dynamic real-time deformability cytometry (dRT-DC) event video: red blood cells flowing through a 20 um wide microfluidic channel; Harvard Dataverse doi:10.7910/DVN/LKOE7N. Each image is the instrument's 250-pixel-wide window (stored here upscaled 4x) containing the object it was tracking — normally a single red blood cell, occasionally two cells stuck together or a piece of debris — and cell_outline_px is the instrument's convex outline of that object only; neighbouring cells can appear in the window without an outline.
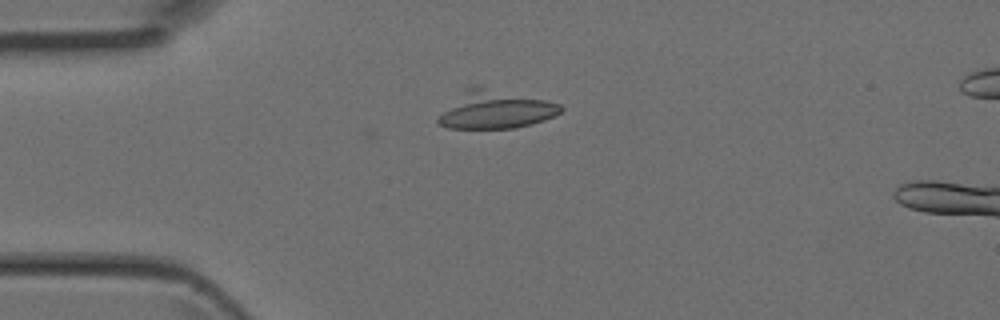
{"species": "Egyptian fruit bat (a non-hibernating species)", "species_latin": "Rousettus aegyptiacus", "temperature_condition": "room temperature", "stored_images_in_passage": 4, "camera_frame_rate_fps": 3000, "um_per_image_px": 0.085, "animal": {"sex": "female"}, "frame": {"image": 1, "passage_image": 3, "time_ms": 0.667, "image_size_px": [1000, 320], "cell_outline_px": [[564, 108], [556, 116], [532, 124], [516, 128], [448, 128], [440, 124], [436, 120], [464, 88], [472, 84], [480, 84], [560, 104]], "centroid_in_image_um": [42.13, 9.29], "position_along_channel_um": 42.9, "area_um2": 27.28}}